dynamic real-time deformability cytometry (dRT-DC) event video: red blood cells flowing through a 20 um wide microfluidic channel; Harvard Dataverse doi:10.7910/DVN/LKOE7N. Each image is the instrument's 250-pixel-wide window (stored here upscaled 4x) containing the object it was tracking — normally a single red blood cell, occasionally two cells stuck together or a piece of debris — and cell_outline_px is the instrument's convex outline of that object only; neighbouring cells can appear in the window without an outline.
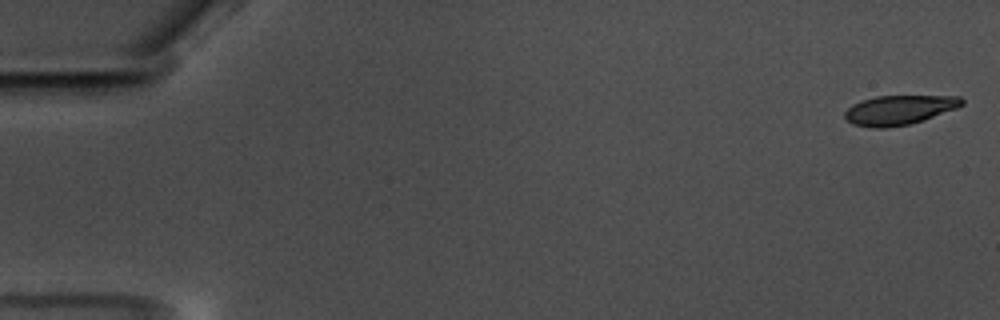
{"species": "common noctule bat (a hibernating species)", "species_latin": "Nyctalus noctula", "temperature_condition": "warm", "stored_images_in_passage": 59, "camera_frame_rate_fps": 3000, "um_per_image_px": 0.085, "animal": {"sex": "male", "body_mass_g": 17.5, "forearm_length_mm": 52.3}, "frame": {"image": 1, "passage_image": 2, "time_ms": 0.333, "image_size_px": [1000, 320], "cell_outline_px": [[964, 104], [956, 108], [924, 120], [908, 124], [888, 128], [876, 128], [852, 124], [844, 116], [844, 112], [852, 104], [860, 100], [876, 96], [960, 96], [964, 100]], "centroid_in_image_um": [76.42, 9.34], "position_along_channel_um": 8.6, "area_um2": 20.11}}
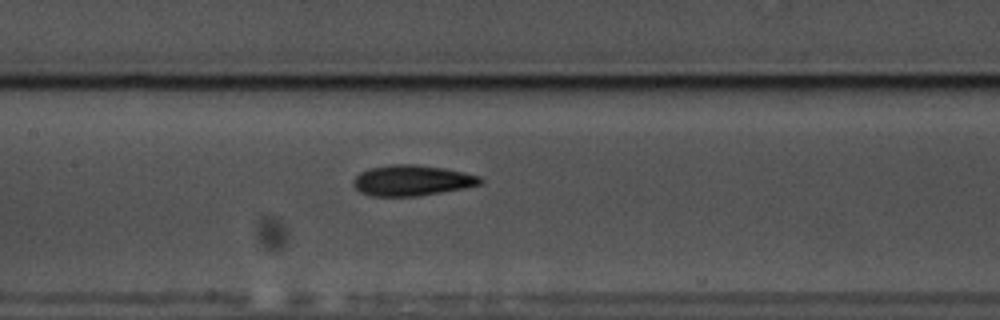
{"frame": {"image": 2, "passage_image": 29, "time_ms": 9.333, "image_size_px": [1000, 320], "cell_outline_px": [[484, 180], [480, 184], [464, 188], [416, 196], [372, 196], [360, 192], [352, 184], [352, 180], [360, 172], [372, 168], [392, 164], [416, 164], [444, 168], [464, 172], [480, 176]], "centroid_in_image_um": [35.01, 15.33], "position_along_channel_um": 172.4, "area_um2": 22.6}}
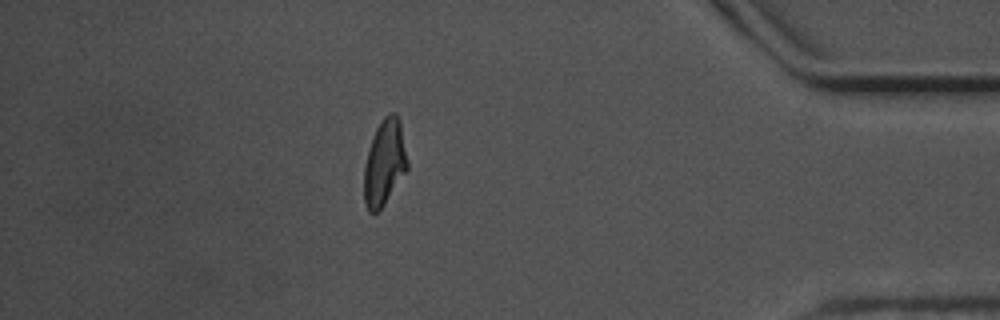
{"frame": {"image": 3, "passage_image": 52, "time_ms": 17.0, "image_size_px": [1000, 320], "cell_outline_px": [[408, 168], [384, 204], [376, 212], [368, 212], [364, 204], [364, 168], [372, 136], [376, 128], [384, 116], [388, 112], [396, 112], [400, 120], [408, 164]], "centroid_in_image_um": [32.67, 13.79], "position_along_channel_um": 402.5, "area_um2": 21.56}, "authors_computed_cell_mechanics": {"area_um2": 21.5594, "velocity_mm_per_s": 3.5212, "shape_relaxation_time_tau1_ms": 5.6847, "shape_relaxation_time_tau2_ms": 2.8896, "deformation_change_tau1": 0.2003, "deformation_change_tau2": 0.1097}}